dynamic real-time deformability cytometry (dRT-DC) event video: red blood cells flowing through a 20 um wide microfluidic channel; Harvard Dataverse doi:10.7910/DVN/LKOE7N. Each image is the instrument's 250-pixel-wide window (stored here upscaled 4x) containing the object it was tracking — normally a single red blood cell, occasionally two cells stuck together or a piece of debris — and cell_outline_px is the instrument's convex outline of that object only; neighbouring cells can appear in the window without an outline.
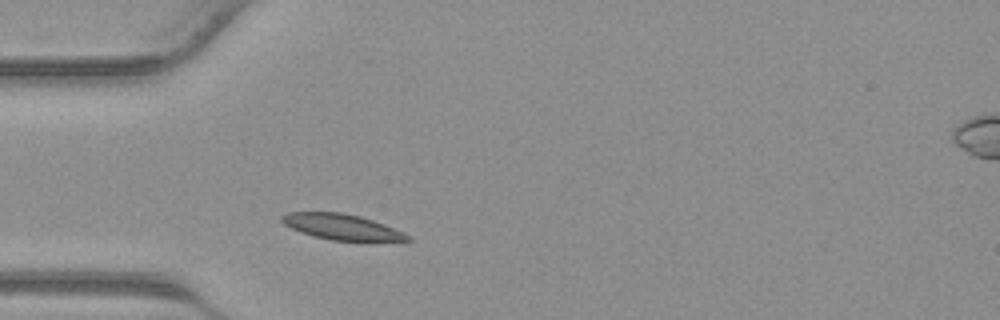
{"species": "common noctule bat (a hibernating species)", "species_latin": "Nyctalus noctula", "temperature_condition": "warm", "stored_images_in_passage": 24, "camera_frame_rate_fps": 3000, "um_per_image_px": 0.085, "animal": {"sex": "male", "body_mass_g": 23.1, "forearm_length_mm": 52.7}, "frame": {"image": 1, "passage_image": 1, "time_ms": 0.0, "image_size_px": [1000, 320], "cell_outline_px": [[412, 240], [332, 240], [312, 236], [300, 232], [284, 224], [280, 220], [280, 216], [288, 212], [340, 212], [360, 216], [384, 224], [404, 232], [412, 236]], "centroid_in_image_um": [29.01, 19.27], "position_along_channel_um": 56.0, "area_um2": 18.61}}
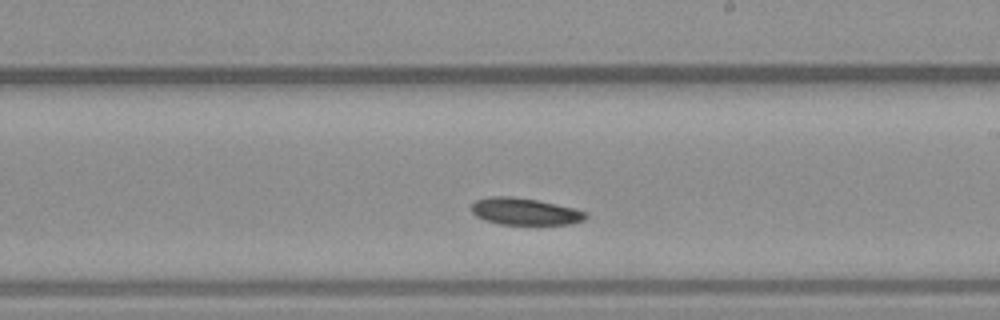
{"frame": {"image": 2, "passage_image": 13, "time_ms": 4.0, "image_size_px": [1000, 320], "cell_outline_px": [[588, 216], [584, 220], [568, 224], [500, 224], [484, 220], [476, 216], [472, 212], [472, 204], [476, 200], [492, 196], [512, 196], [536, 200], [576, 208], [588, 212]], "centroid_in_image_um": [44.64, 17.97], "position_along_channel_um": 244.4, "area_um2": 17.92}}
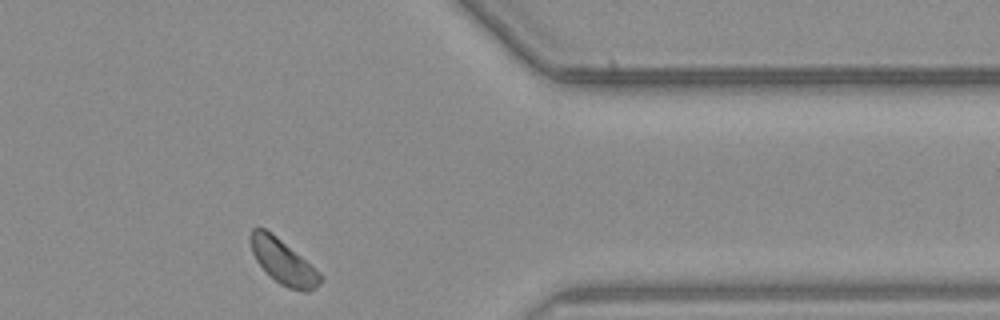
{"frame": {"image": 3, "passage_image": 23, "time_ms": 7.333, "image_size_px": [1000, 320], "cell_outline_px": [[324, 276], [320, 284], [308, 292], [304, 292], [288, 288], [280, 284], [256, 260], [252, 252], [248, 240], [252, 228], [256, 224], [272, 232], [320, 272]], "centroid_in_image_um": [24.05, 22.21], "position_along_channel_um": 387.3, "area_um2": 18.26}}